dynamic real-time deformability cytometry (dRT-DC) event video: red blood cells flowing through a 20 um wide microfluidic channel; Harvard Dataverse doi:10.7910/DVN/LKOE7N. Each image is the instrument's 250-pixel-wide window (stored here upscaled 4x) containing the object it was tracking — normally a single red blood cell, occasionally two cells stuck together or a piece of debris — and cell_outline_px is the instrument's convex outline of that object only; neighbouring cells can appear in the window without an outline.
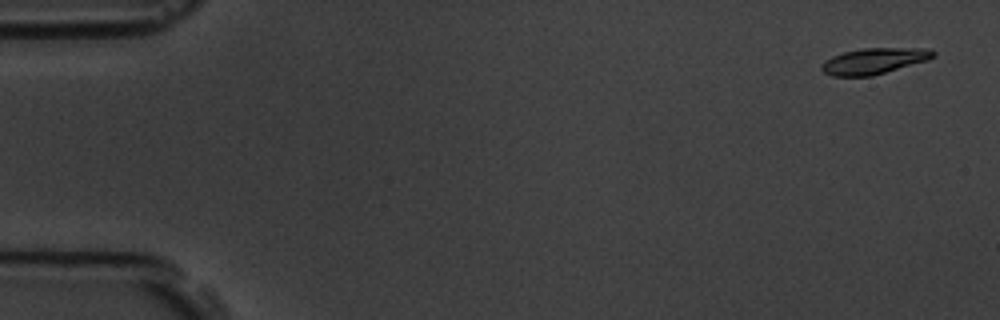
{"species": "common noctule bat (a hibernating species)", "species_latin": "Nyctalus noctula", "temperature_condition": "room temperature", "stored_images_in_passage": 5, "camera_frame_rate_fps": 3000, "um_per_image_px": 0.085, "animal": {"sex": "male", "body_mass_g": 19.5, "forearm_length_mm": 54.6}, "frame": {"image": 1, "passage_image": 1, "time_ms": 0.0, "image_size_px": [1000, 320], "cell_outline_px": [[936, 56], [928, 60], [872, 76], [832, 76], [824, 72], [820, 68], [820, 64], [832, 56], [844, 52], [864, 48], [928, 48], [936, 52]], "centroid_in_image_um": [74.31, 5.18], "position_along_channel_um": 10.7, "area_um2": 16.94}}
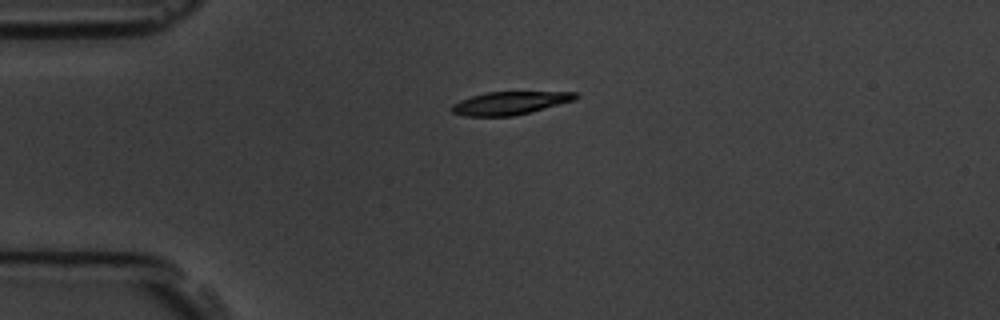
{"frame": {"image": 2, "passage_image": 4, "time_ms": 3.667, "image_size_px": [1000, 320], "cell_outline_px": [[580, 96], [576, 100], [532, 112], [512, 116], [464, 116], [452, 112], [448, 108], [452, 104], [460, 100], [484, 92], [580, 92]], "centroid_in_image_um": [43.36, 8.76], "position_along_channel_um": 41.6, "area_um2": 16.88}}